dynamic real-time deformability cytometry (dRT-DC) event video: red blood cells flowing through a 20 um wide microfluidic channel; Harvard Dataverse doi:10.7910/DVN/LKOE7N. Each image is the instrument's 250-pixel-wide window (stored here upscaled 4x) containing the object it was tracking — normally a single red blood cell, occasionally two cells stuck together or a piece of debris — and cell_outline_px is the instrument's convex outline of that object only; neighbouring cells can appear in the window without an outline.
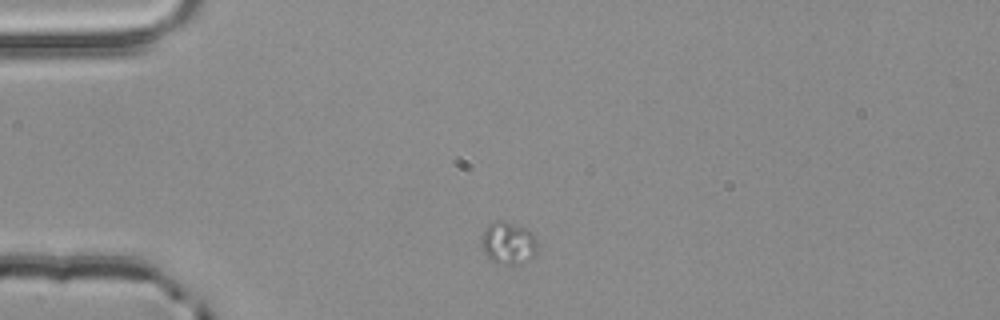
{"species": "common noctule bat (a hibernating species)", "species_latin": "Nyctalus noctula", "temperature_condition": "room temperature", "stored_images_in_passage": 2, "camera_frame_rate_fps": 3000, "um_per_image_px": 0.085, "animal": {"sex": "male", "body_mass_g": 20.4}, "frame": {"image": 1, "passage_image": 1, "time_ms": 0.0, "image_size_px": [1000, 320], "cell_outline_px": [[536, 252], [532, 256], [520, 264], [500, 264], [488, 260], [484, 256], [480, 244], [480, 240], [484, 228], [488, 224], [496, 220], [504, 220], [528, 228], [536, 236]], "centroid_in_image_um": [43.14, 20.64], "position_along_channel_um": 41.9, "area_um2": 14.33}}